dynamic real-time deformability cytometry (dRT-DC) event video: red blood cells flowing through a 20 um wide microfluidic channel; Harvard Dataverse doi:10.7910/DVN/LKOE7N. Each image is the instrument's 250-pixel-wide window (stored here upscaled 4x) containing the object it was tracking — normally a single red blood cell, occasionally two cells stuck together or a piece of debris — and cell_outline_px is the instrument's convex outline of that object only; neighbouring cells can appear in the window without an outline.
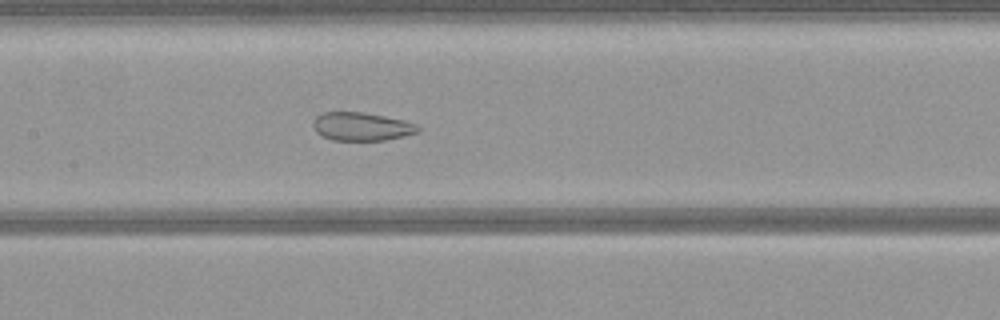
{"species": "common noctule bat (a hibernating species)", "species_latin": "Nyctalus noctula", "temperature_condition": "warm", "stored_images_in_passage": 52, "camera_frame_rate_fps": 3000, "um_per_image_px": 0.085, "animal": {"sex": "female", "body_mass_g": 21.9}, "frame": {"image": 1, "passage_image": 24, "time_ms": 7.667, "image_size_px": [1000, 320], "cell_outline_px": [[420, 132], [404, 136], [384, 140], [332, 140], [316, 132], [312, 124], [316, 116], [324, 112], [364, 112], [404, 120], [416, 124], [420, 128]], "centroid_in_image_um": [30.75, 10.75], "position_along_channel_um": 176.7, "area_um2": 17.28}}
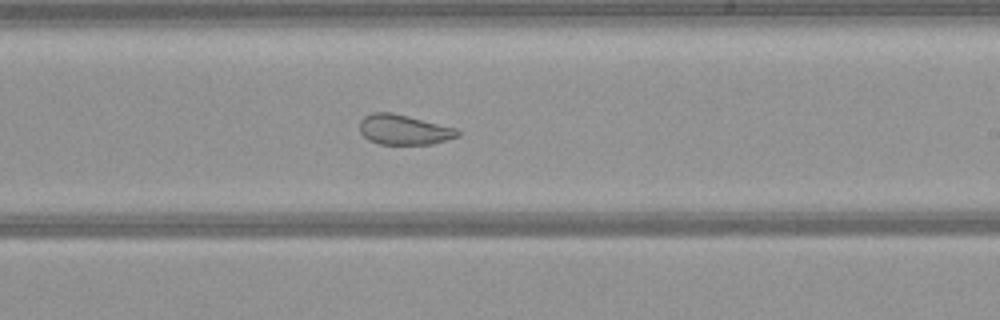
{"frame": {"image": 2, "passage_image": 30, "time_ms": 9.667, "image_size_px": [1000, 320], "cell_outline_px": [[460, 136], [432, 144], [380, 144], [368, 140], [360, 132], [360, 120], [364, 116], [372, 112], [392, 112], [456, 128], [460, 132]], "centroid_in_image_um": [34.32, 11.02], "position_along_channel_um": 254.7, "area_um2": 17.17}}
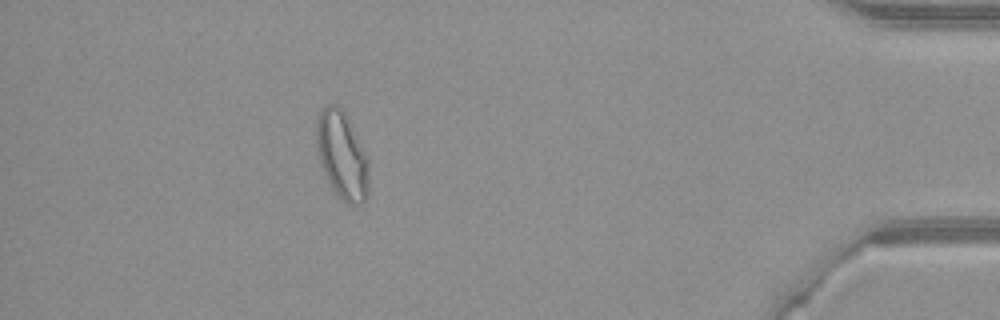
{"frame": {"image": 3, "passage_image": 46, "time_ms": 15.0, "image_size_px": [1000, 320], "cell_outline_px": [[368, 196], [360, 204], [344, 204], [336, 196], [324, 172], [316, 148], [316, 120], [320, 108], [328, 104], [336, 104], [344, 112], [368, 160]], "centroid_in_image_um": [29.04, 13.23], "position_along_channel_um": 406.2, "area_um2": 26.65}}